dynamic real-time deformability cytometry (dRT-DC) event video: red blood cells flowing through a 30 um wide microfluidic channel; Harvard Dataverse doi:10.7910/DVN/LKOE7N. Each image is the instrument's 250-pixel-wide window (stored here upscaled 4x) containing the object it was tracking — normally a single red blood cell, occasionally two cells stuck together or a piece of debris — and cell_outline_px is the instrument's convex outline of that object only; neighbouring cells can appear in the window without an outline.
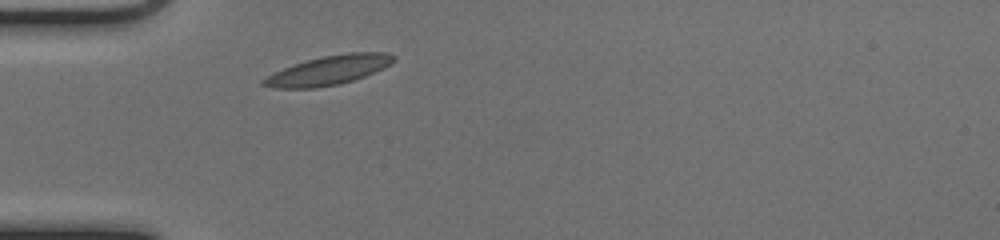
{"species": "common noctule bat (a hibernating species)", "species_latin": "Nyctalus noctula", "temperature_condition": "cold", "stored_images_in_passage": 37, "camera_frame_rate_fps": 3000, "um_per_image_px": 0.085, "animal": {"sex": "female", "body_mass_g": 17.0, "forearm_length_mm": 48.0}, "frame": {"image": 1, "passage_image": 1, "time_ms": 0.0, "image_size_px": [1000, 240], "cell_outline_px": [[396, 60], [364, 76], [340, 84], [316, 88], [276, 88], [260, 84], [260, 80], [284, 68], [308, 60], [324, 56], [348, 52], [388, 52], [396, 56]], "centroid_in_image_um": [27.93, 5.97], "position_along_channel_um": 57.1, "area_um2": 21.73}}
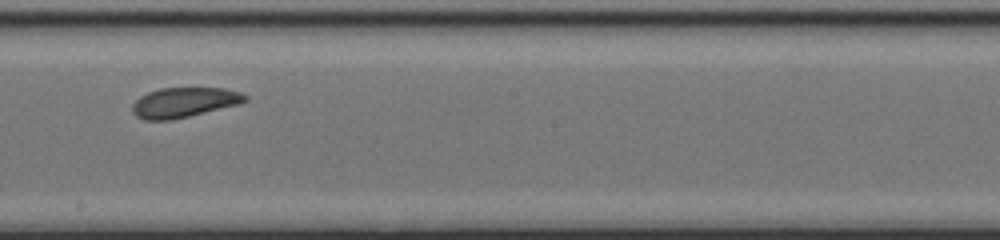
{"frame": {"image": 2, "passage_image": 15, "time_ms": 4.667, "image_size_px": [1000, 240], "cell_outline_px": [[248, 100], [240, 104], [172, 120], [144, 120], [136, 116], [132, 112], [132, 104], [140, 96], [148, 92], [160, 88], [224, 88], [240, 92], [248, 96]], "centroid_in_image_um": [15.65, 8.7], "position_along_channel_um": 232.6, "area_um2": 19.77}}
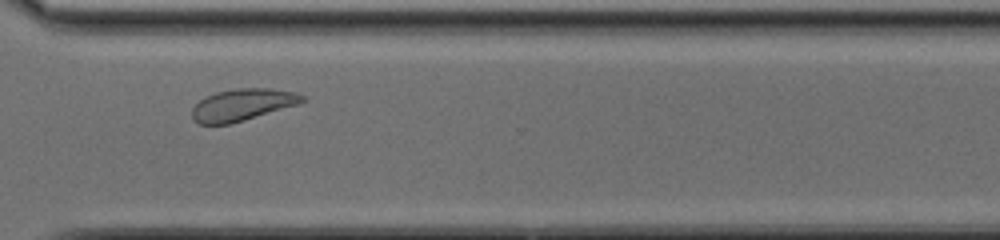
{"frame": {"image": 3, "passage_image": 24, "time_ms": 7.667, "image_size_px": [1000, 240], "cell_outline_px": [[308, 100], [300, 104], [244, 120], [228, 124], [200, 124], [192, 120], [192, 108], [204, 96], [216, 92], [236, 88], [268, 88], [296, 92], [308, 96]], "centroid_in_image_um": [20.65, 8.89], "position_along_channel_um": 349.9, "area_um2": 20.75}, "authors_computed_cell_mechanics": {"area_um2": 20.7502, "velocity_mm_per_s": 3.9176, "shape_relaxation_time_tau1_ms": 6.3395, "shape_relaxation_time_tau2_ms": 2.484, "deformation_change_tau1": 0.1218, "deformation_change_tau2": 0.0907}}